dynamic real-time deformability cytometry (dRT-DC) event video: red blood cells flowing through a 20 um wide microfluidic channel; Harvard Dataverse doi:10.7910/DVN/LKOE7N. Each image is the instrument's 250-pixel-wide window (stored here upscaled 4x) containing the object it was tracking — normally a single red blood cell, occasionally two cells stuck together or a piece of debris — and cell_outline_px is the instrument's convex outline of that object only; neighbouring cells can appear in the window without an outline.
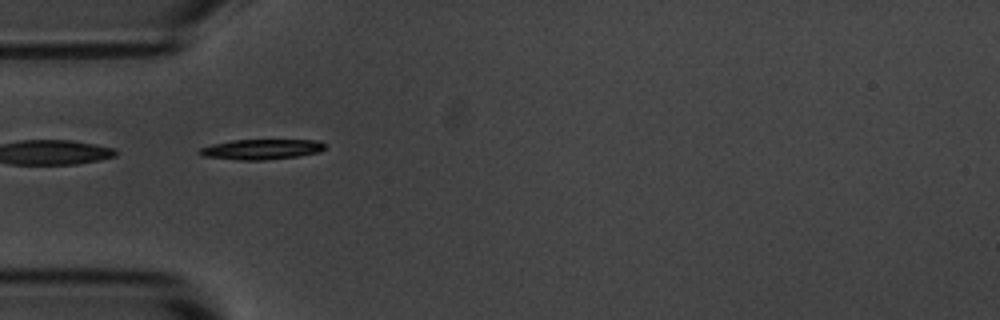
{"species": "common noctule bat (a hibernating species)", "species_latin": "Nyctalus noctula", "temperature_condition": "room temperature", "stored_images_in_passage": 8, "segment_of_instrument_passage": [2, 2], "camera_frame_rate_fps": 3000, "um_per_image_px": 0.085, "animal": {"sex": "male", "body_mass_g": 20.1, "forearm_length_mm": 53.5}, "frame": {"image": 1, "passage_image": 5, "time_ms": 4.667, "image_size_px": [1000, 320], "cell_outline_px": [[324, 148], [320, 152], [300, 156], [264, 160], [240, 160], [204, 156], [196, 152], [200, 148], [212, 144], [232, 140], [320, 140], [324, 144]], "centroid_in_image_um": [22.22, 12.69], "position_along_channel_um": 62.8, "area_um2": 14.8}}
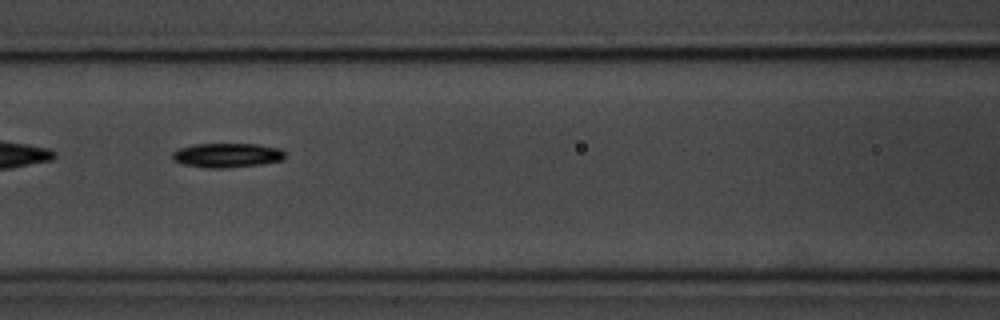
{"frame": {"image": 2, "passage_image": 7, "time_ms": 7.0, "image_size_px": [1000, 320], "cell_outline_px": [[284, 160], [260, 164], [220, 168], [208, 168], [184, 164], [172, 160], [172, 152], [180, 148], [192, 144], [256, 144], [280, 148], [284, 152]], "centroid_in_image_um": [19.28, 13.19], "position_along_channel_um": 147.3, "area_um2": 15.9}}
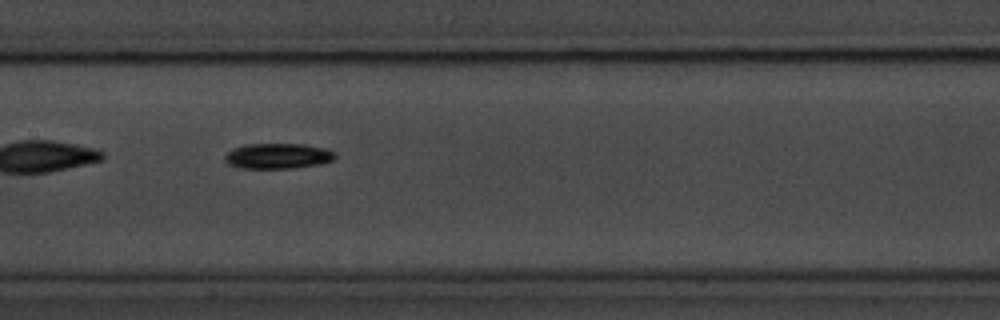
{"frame": {"image": 3, "passage_image": 8, "time_ms": 8.0, "image_size_px": [1000, 320], "cell_outline_px": [[336, 156], [332, 160], [320, 164], [292, 168], [240, 168], [228, 164], [224, 160], [224, 156], [232, 148], [244, 144], [304, 144], [328, 148], [336, 152]], "centroid_in_image_um": [23.62, 13.25], "position_along_channel_um": 183.8, "area_um2": 16.53}}